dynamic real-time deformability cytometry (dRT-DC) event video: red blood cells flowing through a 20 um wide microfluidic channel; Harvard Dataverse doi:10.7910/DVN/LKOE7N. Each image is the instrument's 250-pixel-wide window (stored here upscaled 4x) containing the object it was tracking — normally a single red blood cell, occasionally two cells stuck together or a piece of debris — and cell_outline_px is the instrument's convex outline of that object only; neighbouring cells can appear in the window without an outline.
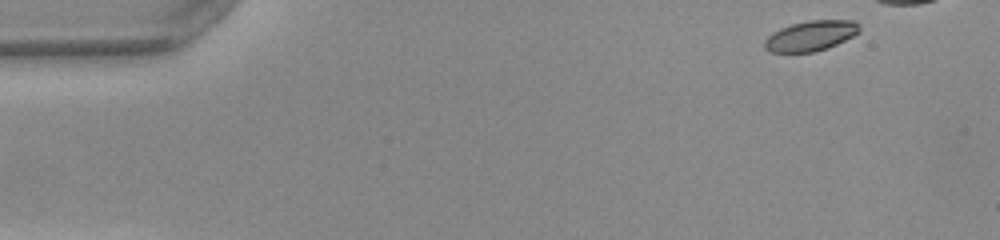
{"species": "common noctule bat (a hibernating species)", "species_latin": "Nyctalus noctula", "temperature_condition": "warm", "stored_images_in_passage": 39, "camera_frame_rate_fps": 3000, "um_per_image_px": 0.085, "animal": {"sex": "female", "body_mass_g": 22.0, "forearm_length_mm": 56.7}, "frame": {"image": 1, "passage_image": 1, "time_ms": 0.0, "image_size_px": [1000, 240], "cell_outline_px": [[860, 32], [836, 44], [812, 52], [768, 52], [764, 48], [764, 40], [772, 32], [780, 28], [792, 24], [808, 20], [856, 20], [860, 24]], "centroid_in_image_um": [68.9, 3.03], "position_along_channel_um": 16.1, "area_um2": 16.7}}
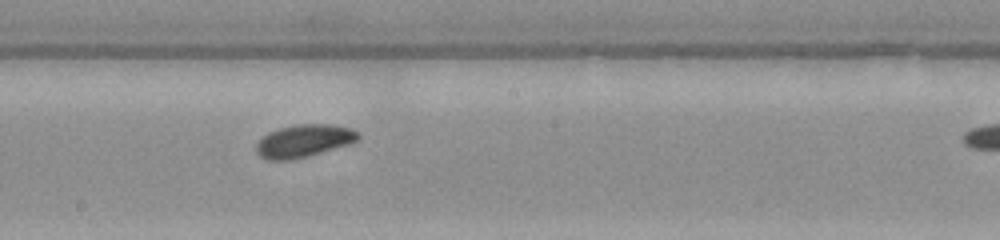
{"frame": {"image": 2, "passage_image": 25, "time_ms": 8.0, "image_size_px": [1000, 240], "cell_outline_px": [[360, 136], [356, 140], [348, 144], [308, 156], [288, 160], [268, 160], [260, 156], [256, 152], [256, 144], [268, 132], [280, 128], [296, 124], [332, 124], [352, 128], [360, 132]], "centroid_in_image_um": [25.83, 11.96], "position_along_channel_um": 222.4, "area_um2": 19.31}}
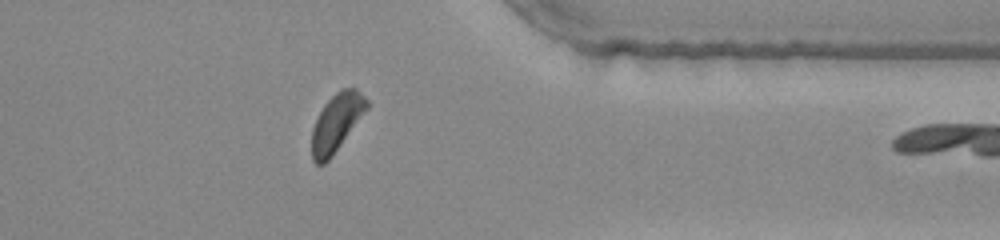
{"frame": {"image": 3, "passage_image": 38, "time_ms": 12.333, "image_size_px": [1000, 240], "cell_outline_px": [[368, 108], [332, 156], [324, 164], [316, 164], [312, 160], [312, 128], [324, 104], [340, 88], [356, 88], [368, 100]], "centroid_in_image_um": [28.6, 10.41], "position_along_channel_um": 382.8, "area_um2": 18.26}}